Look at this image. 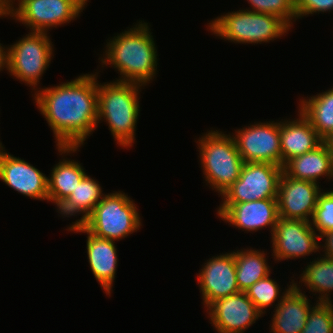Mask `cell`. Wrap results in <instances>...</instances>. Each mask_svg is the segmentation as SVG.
<instances>
[{
	"instance_id": "obj_25",
	"label": "cell",
	"mask_w": 333,
	"mask_h": 333,
	"mask_svg": "<svg viewBox=\"0 0 333 333\" xmlns=\"http://www.w3.org/2000/svg\"><path fill=\"white\" fill-rule=\"evenodd\" d=\"M309 263L300 275L299 284L302 282L312 293H319L316 302H333L329 295L333 291V259L321 255Z\"/></svg>"
},
{
	"instance_id": "obj_4",
	"label": "cell",
	"mask_w": 333,
	"mask_h": 333,
	"mask_svg": "<svg viewBox=\"0 0 333 333\" xmlns=\"http://www.w3.org/2000/svg\"><path fill=\"white\" fill-rule=\"evenodd\" d=\"M199 138L200 165L205 181L222 195L239 178L245 162L231 134L211 130Z\"/></svg>"
},
{
	"instance_id": "obj_31",
	"label": "cell",
	"mask_w": 333,
	"mask_h": 333,
	"mask_svg": "<svg viewBox=\"0 0 333 333\" xmlns=\"http://www.w3.org/2000/svg\"><path fill=\"white\" fill-rule=\"evenodd\" d=\"M320 239L325 240L323 241L325 242L323 246L321 245V242H319V248H324L323 252L325 255L323 254V257L333 259V230L322 233L319 236V240Z\"/></svg>"
},
{
	"instance_id": "obj_10",
	"label": "cell",
	"mask_w": 333,
	"mask_h": 333,
	"mask_svg": "<svg viewBox=\"0 0 333 333\" xmlns=\"http://www.w3.org/2000/svg\"><path fill=\"white\" fill-rule=\"evenodd\" d=\"M232 135L244 162L271 163L282 166L280 121L249 124Z\"/></svg>"
},
{
	"instance_id": "obj_8",
	"label": "cell",
	"mask_w": 333,
	"mask_h": 333,
	"mask_svg": "<svg viewBox=\"0 0 333 333\" xmlns=\"http://www.w3.org/2000/svg\"><path fill=\"white\" fill-rule=\"evenodd\" d=\"M282 173V166L245 162L239 178L221 195L222 204L277 198Z\"/></svg>"
},
{
	"instance_id": "obj_29",
	"label": "cell",
	"mask_w": 333,
	"mask_h": 333,
	"mask_svg": "<svg viewBox=\"0 0 333 333\" xmlns=\"http://www.w3.org/2000/svg\"><path fill=\"white\" fill-rule=\"evenodd\" d=\"M311 219L310 224L319 231L318 236L333 230V190L320 193Z\"/></svg>"
},
{
	"instance_id": "obj_5",
	"label": "cell",
	"mask_w": 333,
	"mask_h": 333,
	"mask_svg": "<svg viewBox=\"0 0 333 333\" xmlns=\"http://www.w3.org/2000/svg\"><path fill=\"white\" fill-rule=\"evenodd\" d=\"M208 29L221 39L234 43L258 44L274 41L286 35L291 27L279 16L247 9L218 16Z\"/></svg>"
},
{
	"instance_id": "obj_33",
	"label": "cell",
	"mask_w": 333,
	"mask_h": 333,
	"mask_svg": "<svg viewBox=\"0 0 333 333\" xmlns=\"http://www.w3.org/2000/svg\"><path fill=\"white\" fill-rule=\"evenodd\" d=\"M323 144L333 156V131L322 139Z\"/></svg>"
},
{
	"instance_id": "obj_18",
	"label": "cell",
	"mask_w": 333,
	"mask_h": 333,
	"mask_svg": "<svg viewBox=\"0 0 333 333\" xmlns=\"http://www.w3.org/2000/svg\"><path fill=\"white\" fill-rule=\"evenodd\" d=\"M296 120L280 121V148L282 167L292 158L301 156L321 145L322 138L309 120L298 111Z\"/></svg>"
},
{
	"instance_id": "obj_2",
	"label": "cell",
	"mask_w": 333,
	"mask_h": 333,
	"mask_svg": "<svg viewBox=\"0 0 333 333\" xmlns=\"http://www.w3.org/2000/svg\"><path fill=\"white\" fill-rule=\"evenodd\" d=\"M108 39L101 65H111L120 72L116 81L136 83L142 86L151 83L156 76L157 49L151 29L146 22Z\"/></svg>"
},
{
	"instance_id": "obj_27",
	"label": "cell",
	"mask_w": 333,
	"mask_h": 333,
	"mask_svg": "<svg viewBox=\"0 0 333 333\" xmlns=\"http://www.w3.org/2000/svg\"><path fill=\"white\" fill-rule=\"evenodd\" d=\"M301 333H333V304L316 302Z\"/></svg>"
},
{
	"instance_id": "obj_9",
	"label": "cell",
	"mask_w": 333,
	"mask_h": 333,
	"mask_svg": "<svg viewBox=\"0 0 333 333\" xmlns=\"http://www.w3.org/2000/svg\"><path fill=\"white\" fill-rule=\"evenodd\" d=\"M88 0H23L8 15L30 31L45 32L76 19Z\"/></svg>"
},
{
	"instance_id": "obj_30",
	"label": "cell",
	"mask_w": 333,
	"mask_h": 333,
	"mask_svg": "<svg viewBox=\"0 0 333 333\" xmlns=\"http://www.w3.org/2000/svg\"><path fill=\"white\" fill-rule=\"evenodd\" d=\"M295 10L297 19L309 14L331 12L333 0H295Z\"/></svg>"
},
{
	"instance_id": "obj_19",
	"label": "cell",
	"mask_w": 333,
	"mask_h": 333,
	"mask_svg": "<svg viewBox=\"0 0 333 333\" xmlns=\"http://www.w3.org/2000/svg\"><path fill=\"white\" fill-rule=\"evenodd\" d=\"M298 283L277 303L272 317V333H301L312 305Z\"/></svg>"
},
{
	"instance_id": "obj_14",
	"label": "cell",
	"mask_w": 333,
	"mask_h": 333,
	"mask_svg": "<svg viewBox=\"0 0 333 333\" xmlns=\"http://www.w3.org/2000/svg\"><path fill=\"white\" fill-rule=\"evenodd\" d=\"M320 193L319 184L294 179L283 171L277 194L279 217L310 222Z\"/></svg>"
},
{
	"instance_id": "obj_7",
	"label": "cell",
	"mask_w": 333,
	"mask_h": 333,
	"mask_svg": "<svg viewBox=\"0 0 333 333\" xmlns=\"http://www.w3.org/2000/svg\"><path fill=\"white\" fill-rule=\"evenodd\" d=\"M45 32L30 33L20 38L14 45L5 47V69L37 91L44 71L50 65L53 55V42Z\"/></svg>"
},
{
	"instance_id": "obj_26",
	"label": "cell",
	"mask_w": 333,
	"mask_h": 333,
	"mask_svg": "<svg viewBox=\"0 0 333 333\" xmlns=\"http://www.w3.org/2000/svg\"><path fill=\"white\" fill-rule=\"evenodd\" d=\"M270 277V274L267 275L258 282L254 283L245 291L247 297L255 304L257 309L262 314H265L266 308L269 306H273V303L276 300L278 301V303H280V301L285 297V295L294 287L295 281L292 280V284L290 283V285L287 287L286 290H284L283 293H281V295L280 291L282 290H280L279 284Z\"/></svg>"
},
{
	"instance_id": "obj_21",
	"label": "cell",
	"mask_w": 333,
	"mask_h": 333,
	"mask_svg": "<svg viewBox=\"0 0 333 333\" xmlns=\"http://www.w3.org/2000/svg\"><path fill=\"white\" fill-rule=\"evenodd\" d=\"M102 192L100 184L86 174L70 196L57 208L58 213L62 217H75L76 214L79 215L82 213V217L70 226L81 225L91 215L95 206L102 200V197L105 195Z\"/></svg>"
},
{
	"instance_id": "obj_12",
	"label": "cell",
	"mask_w": 333,
	"mask_h": 333,
	"mask_svg": "<svg viewBox=\"0 0 333 333\" xmlns=\"http://www.w3.org/2000/svg\"><path fill=\"white\" fill-rule=\"evenodd\" d=\"M197 275L202 303L206 308L217 299L240 293L234 251L209 258Z\"/></svg>"
},
{
	"instance_id": "obj_6",
	"label": "cell",
	"mask_w": 333,
	"mask_h": 333,
	"mask_svg": "<svg viewBox=\"0 0 333 333\" xmlns=\"http://www.w3.org/2000/svg\"><path fill=\"white\" fill-rule=\"evenodd\" d=\"M136 204L127 194H105L82 225L93 235L118 241L140 229L141 218Z\"/></svg>"
},
{
	"instance_id": "obj_34",
	"label": "cell",
	"mask_w": 333,
	"mask_h": 333,
	"mask_svg": "<svg viewBox=\"0 0 333 333\" xmlns=\"http://www.w3.org/2000/svg\"><path fill=\"white\" fill-rule=\"evenodd\" d=\"M5 68V46L0 43V71Z\"/></svg>"
},
{
	"instance_id": "obj_23",
	"label": "cell",
	"mask_w": 333,
	"mask_h": 333,
	"mask_svg": "<svg viewBox=\"0 0 333 333\" xmlns=\"http://www.w3.org/2000/svg\"><path fill=\"white\" fill-rule=\"evenodd\" d=\"M298 107L322 139L333 131V87L300 99Z\"/></svg>"
},
{
	"instance_id": "obj_20",
	"label": "cell",
	"mask_w": 333,
	"mask_h": 333,
	"mask_svg": "<svg viewBox=\"0 0 333 333\" xmlns=\"http://www.w3.org/2000/svg\"><path fill=\"white\" fill-rule=\"evenodd\" d=\"M283 171L294 179L318 184L320 177L333 178V156L322 143L316 149L290 159Z\"/></svg>"
},
{
	"instance_id": "obj_11",
	"label": "cell",
	"mask_w": 333,
	"mask_h": 333,
	"mask_svg": "<svg viewBox=\"0 0 333 333\" xmlns=\"http://www.w3.org/2000/svg\"><path fill=\"white\" fill-rule=\"evenodd\" d=\"M271 237L272 256L276 261L295 260L322 250L319 236L309 221L279 217Z\"/></svg>"
},
{
	"instance_id": "obj_22",
	"label": "cell",
	"mask_w": 333,
	"mask_h": 333,
	"mask_svg": "<svg viewBox=\"0 0 333 333\" xmlns=\"http://www.w3.org/2000/svg\"><path fill=\"white\" fill-rule=\"evenodd\" d=\"M51 171L47 179L48 202L55 203L58 208L87 173L78 161L66 160V158L60 160Z\"/></svg>"
},
{
	"instance_id": "obj_1",
	"label": "cell",
	"mask_w": 333,
	"mask_h": 333,
	"mask_svg": "<svg viewBox=\"0 0 333 333\" xmlns=\"http://www.w3.org/2000/svg\"><path fill=\"white\" fill-rule=\"evenodd\" d=\"M97 74H82L34 92L37 108L54 133L61 155L76 152L98 125Z\"/></svg>"
},
{
	"instance_id": "obj_13",
	"label": "cell",
	"mask_w": 333,
	"mask_h": 333,
	"mask_svg": "<svg viewBox=\"0 0 333 333\" xmlns=\"http://www.w3.org/2000/svg\"><path fill=\"white\" fill-rule=\"evenodd\" d=\"M207 313L218 333H243L263 316L245 292L213 301Z\"/></svg>"
},
{
	"instance_id": "obj_15",
	"label": "cell",
	"mask_w": 333,
	"mask_h": 333,
	"mask_svg": "<svg viewBox=\"0 0 333 333\" xmlns=\"http://www.w3.org/2000/svg\"><path fill=\"white\" fill-rule=\"evenodd\" d=\"M48 177L21 158L14 157L0 145V180L20 194L48 202Z\"/></svg>"
},
{
	"instance_id": "obj_16",
	"label": "cell",
	"mask_w": 333,
	"mask_h": 333,
	"mask_svg": "<svg viewBox=\"0 0 333 333\" xmlns=\"http://www.w3.org/2000/svg\"><path fill=\"white\" fill-rule=\"evenodd\" d=\"M217 214L223 221L245 232L271 227V236L279 219L277 198L221 204Z\"/></svg>"
},
{
	"instance_id": "obj_17",
	"label": "cell",
	"mask_w": 333,
	"mask_h": 333,
	"mask_svg": "<svg viewBox=\"0 0 333 333\" xmlns=\"http://www.w3.org/2000/svg\"><path fill=\"white\" fill-rule=\"evenodd\" d=\"M74 233L82 232L87 236V255L88 262L94 277L99 282V285L110 297L113 282L115 280L116 268L118 264L117 248L115 241L97 237L91 234L82 224L69 226L67 231Z\"/></svg>"
},
{
	"instance_id": "obj_3",
	"label": "cell",
	"mask_w": 333,
	"mask_h": 333,
	"mask_svg": "<svg viewBox=\"0 0 333 333\" xmlns=\"http://www.w3.org/2000/svg\"><path fill=\"white\" fill-rule=\"evenodd\" d=\"M142 85L129 82H98L97 122L105 120L114 140L121 147H132L140 113L139 91Z\"/></svg>"
},
{
	"instance_id": "obj_35",
	"label": "cell",
	"mask_w": 333,
	"mask_h": 333,
	"mask_svg": "<svg viewBox=\"0 0 333 333\" xmlns=\"http://www.w3.org/2000/svg\"><path fill=\"white\" fill-rule=\"evenodd\" d=\"M3 17V15H1V1H0V18Z\"/></svg>"
},
{
	"instance_id": "obj_24",
	"label": "cell",
	"mask_w": 333,
	"mask_h": 333,
	"mask_svg": "<svg viewBox=\"0 0 333 333\" xmlns=\"http://www.w3.org/2000/svg\"><path fill=\"white\" fill-rule=\"evenodd\" d=\"M243 249L235 252L236 278L240 292H245L254 283L270 274L264 251Z\"/></svg>"
},
{
	"instance_id": "obj_32",
	"label": "cell",
	"mask_w": 333,
	"mask_h": 333,
	"mask_svg": "<svg viewBox=\"0 0 333 333\" xmlns=\"http://www.w3.org/2000/svg\"><path fill=\"white\" fill-rule=\"evenodd\" d=\"M16 0H1V15L8 17V15L14 10V3ZM23 0H18L19 5Z\"/></svg>"
},
{
	"instance_id": "obj_28",
	"label": "cell",
	"mask_w": 333,
	"mask_h": 333,
	"mask_svg": "<svg viewBox=\"0 0 333 333\" xmlns=\"http://www.w3.org/2000/svg\"><path fill=\"white\" fill-rule=\"evenodd\" d=\"M252 9L247 10L279 16L290 27L297 19L295 0H247ZM295 19V20H293Z\"/></svg>"
}]
</instances>
